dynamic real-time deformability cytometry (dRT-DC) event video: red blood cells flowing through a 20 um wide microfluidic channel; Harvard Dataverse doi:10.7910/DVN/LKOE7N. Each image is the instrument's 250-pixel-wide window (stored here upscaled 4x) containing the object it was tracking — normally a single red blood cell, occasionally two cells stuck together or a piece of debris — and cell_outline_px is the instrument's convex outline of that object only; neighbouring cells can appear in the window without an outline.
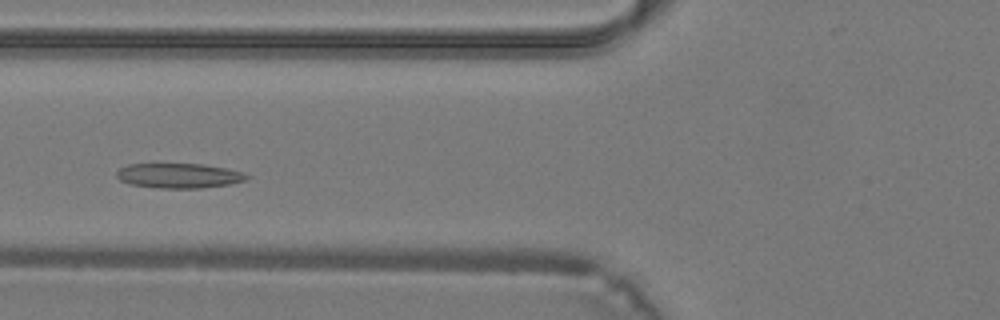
{"species": "common noctule bat (a hibernating species)", "species_latin": "Nyctalus noctula", "temperature_condition": "warm", "stored_images_in_passage": 34, "camera_frame_rate_fps": 3000, "um_per_image_px": 0.085, "animal": {"sex": "male", "body_mass_g": 19.2, "forearm_length_mm": 51.8}, "frame": {"image": 1, "passage_image": 10, "time_ms": 3.0, "image_size_px": [1000, 320], "cell_outline_px": [[252, 176], [248, 180], [228, 184], [200, 188], [160, 188], [132, 184], [120, 180], [116, 176], [116, 172], [120, 168], [128, 164], [204, 164], [244, 172]], "centroid_in_image_um": [15.25, 14.93], "position_along_channel_um": 110.6, "area_um2": 18.79}}
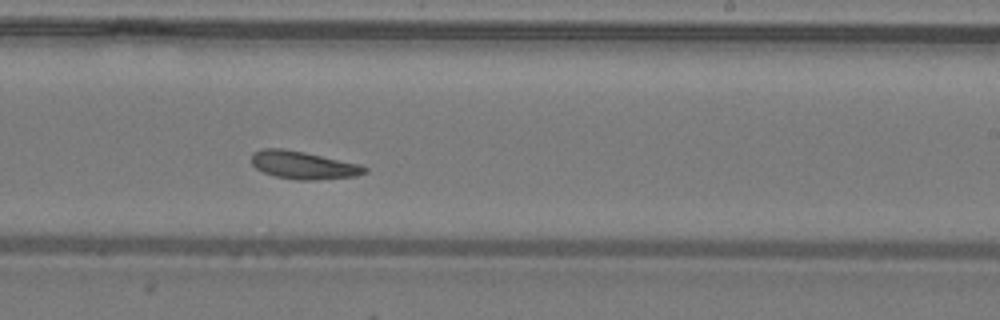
{"frame": {"image": 2, "passage_image": 19, "time_ms": 6.0, "image_size_px": [1000, 320], "cell_outline_px": [[368, 172], [356, 176], [316, 180], [296, 180], [276, 176], [264, 172], [256, 168], [252, 164], [252, 152], [260, 148], [284, 148], [304, 152], [360, 164], [368, 168]], "centroid_in_image_um": [25.78, 14.03], "position_along_channel_um": 263.2, "area_um2": 18.44}}
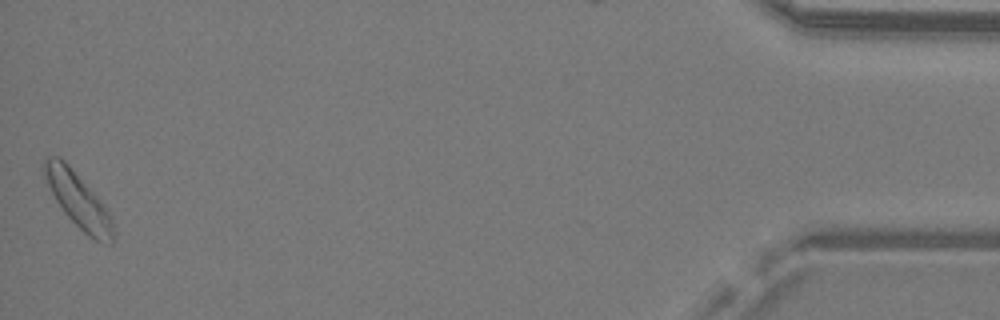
{"frame": {"image": 3, "passage_image": 34, "time_ms": 11.0, "image_size_px": [1000, 320], "cell_outline_px": [[112, 244], [96, 240], [88, 236], [64, 212], [56, 200], [48, 184], [44, 172], [44, 160], [48, 156], [60, 156], [68, 164], [104, 204], [112, 216]], "centroid_in_image_um": [6.66, 17.0], "position_along_channel_um": 428.5, "area_um2": 21.39}}